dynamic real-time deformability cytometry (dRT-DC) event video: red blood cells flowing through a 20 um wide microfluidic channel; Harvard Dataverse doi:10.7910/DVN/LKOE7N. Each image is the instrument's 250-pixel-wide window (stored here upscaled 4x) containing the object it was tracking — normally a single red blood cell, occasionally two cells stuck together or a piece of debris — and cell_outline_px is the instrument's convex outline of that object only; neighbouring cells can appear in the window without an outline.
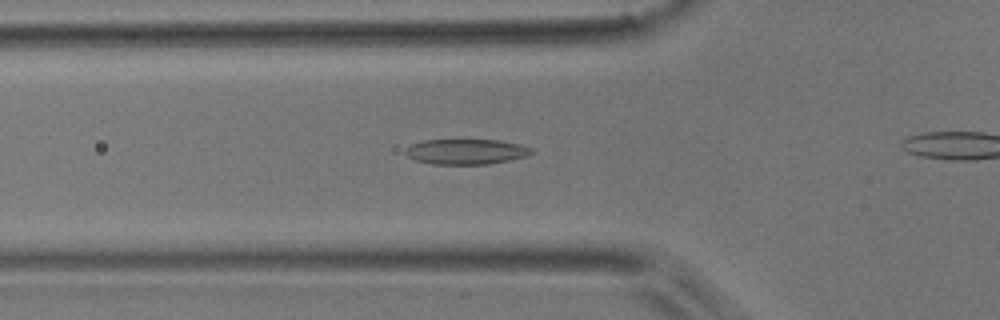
{"species": "common noctule bat (a hibernating species)", "species_latin": "Nyctalus noctula", "temperature_condition": "room temperature", "stored_images_in_passage": 31, "camera_frame_rate_fps": 3000, "um_per_image_px": 0.085, "animal": {"sex": "male", "body_mass_g": 17.9}, "frame": {"image": 1, "passage_image": 7, "time_ms": 2.0, "image_size_px": [1000, 320], "cell_outline_px": [[532, 152], [528, 156], [488, 164], [432, 164], [416, 160], [408, 156], [404, 152], [404, 148], [412, 144], [424, 140], [500, 140], [520, 144], [532, 148]], "centroid_in_image_um": [39.61, 12.88], "position_along_channel_um": 86.2, "area_um2": 18.55}}
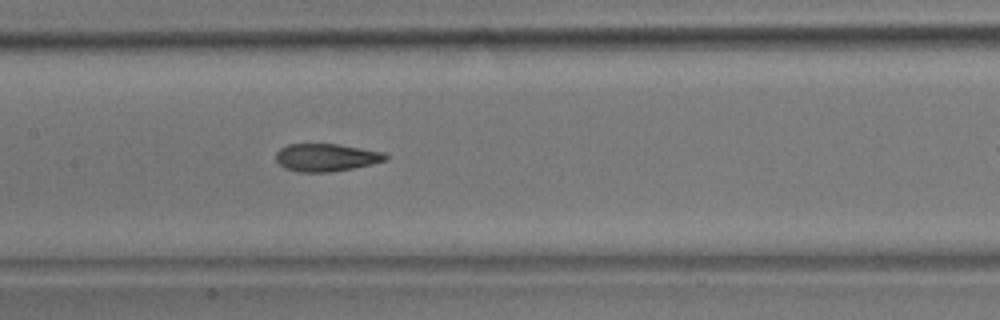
{"frame": {"image": 2, "passage_image": 14, "time_ms": 4.333, "image_size_px": [1000, 320], "cell_outline_px": [[388, 156], [384, 160], [372, 164], [352, 168], [328, 172], [300, 172], [284, 168], [276, 160], [276, 152], [280, 148], [288, 144], [336, 144], [384, 152]], "centroid_in_image_um": [27.69, 13.38], "position_along_channel_um": 179.7, "area_um2": 17.51}}
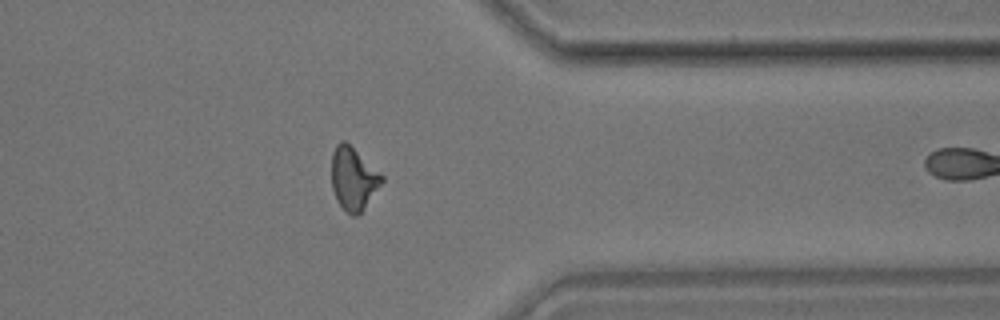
{"frame": {"image": 3, "passage_image": 30, "time_ms": 9.667, "image_size_px": [1000, 320], "cell_outline_px": [[384, 180], [364, 208], [356, 216], [352, 216], [340, 204], [332, 188], [332, 152], [336, 144], [340, 140], [344, 140], [380, 172], [384, 176]], "centroid_in_image_um": [30.04, 15.16], "position_along_channel_um": 381.4, "area_um2": 18.03}}